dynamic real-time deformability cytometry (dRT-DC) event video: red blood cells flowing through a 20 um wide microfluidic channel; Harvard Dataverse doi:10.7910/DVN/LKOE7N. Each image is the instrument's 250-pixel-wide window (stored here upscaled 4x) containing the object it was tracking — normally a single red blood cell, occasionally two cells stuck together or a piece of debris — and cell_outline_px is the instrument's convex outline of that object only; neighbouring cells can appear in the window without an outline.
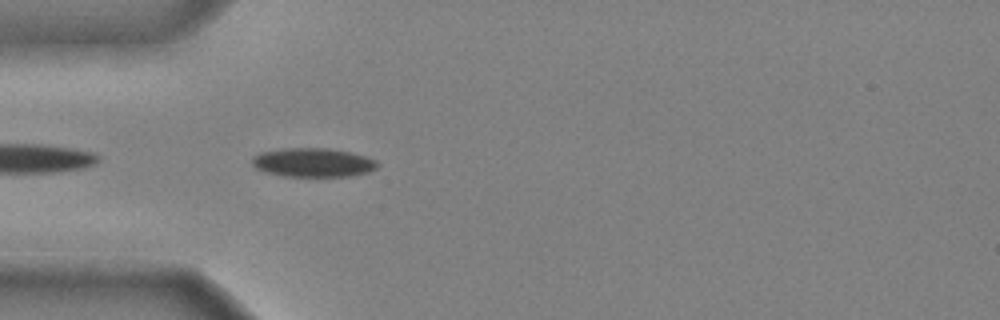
{"species": "common noctule bat (a hibernating species)", "species_latin": "Nyctalus noctula", "temperature_condition": "cold", "stored_images_in_passage": 36, "camera_frame_rate_fps": 3000, "um_per_image_px": 0.085, "animal": {"sex": "male", "body_mass_g": 20.4}, "frame": {"image": 1, "passage_image": 2, "time_ms": 0.333, "image_size_px": [1000, 320], "cell_outline_px": [[380, 164], [376, 168], [368, 172], [348, 176], [284, 176], [268, 172], [256, 168], [252, 164], [252, 156], [260, 152], [284, 148], [328, 148], [348, 152], [364, 156], [376, 160]], "centroid_in_image_um": [26.6, 13.81], "position_along_channel_um": 58.4, "area_um2": 20.98}}
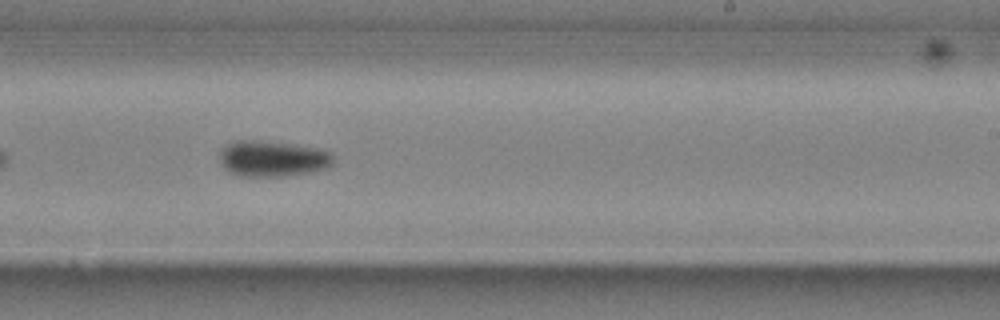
{"frame": {"image": 2, "passage_image": 18, "time_ms": 5.667, "image_size_px": [1000, 320], "cell_outline_px": [[332, 164], [328, 168], [312, 172], [288, 176], [240, 176], [224, 168], [220, 160], [220, 152], [228, 144], [236, 140], [248, 140], [292, 144], [316, 148], [328, 152], [332, 156]], "centroid_in_image_um": [23.17, 13.5], "position_along_channel_um": 265.8, "area_um2": 23.47}}
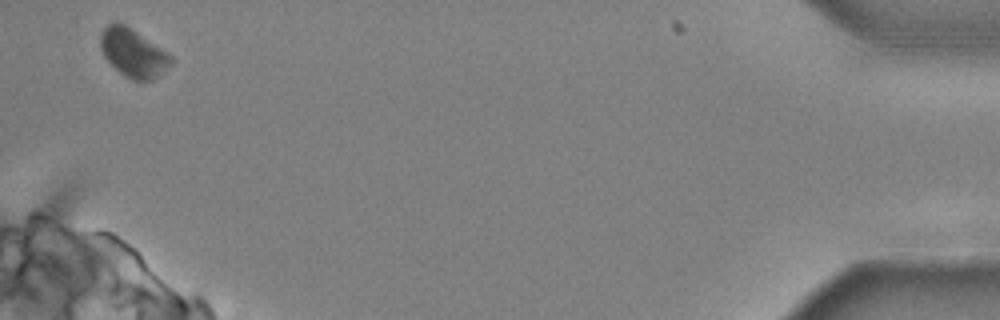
{"frame": {"image": 3, "passage_image": 35, "time_ms": 11.333, "image_size_px": [1000, 320], "cell_outline_px": [[176, 60], [172, 64], [152, 80], [132, 80], [124, 76], [104, 56], [100, 48], [100, 36], [104, 28], [108, 24], [124, 24], [132, 28], [168, 52]], "centroid_in_image_um": [11.35, 4.5], "position_along_channel_um": 423.8, "area_um2": 19.71}, "authors_computed_cell_mechanics": {"area_um2": 22.4553, "velocity_mm_per_s": 3.9571, "shape_relaxation_time_tau1_ms": 4.4889, "shape_relaxation_time_tau2_ms": null, "deformation_change_tau1": 0.115, "deformation_change_tau2": null}}